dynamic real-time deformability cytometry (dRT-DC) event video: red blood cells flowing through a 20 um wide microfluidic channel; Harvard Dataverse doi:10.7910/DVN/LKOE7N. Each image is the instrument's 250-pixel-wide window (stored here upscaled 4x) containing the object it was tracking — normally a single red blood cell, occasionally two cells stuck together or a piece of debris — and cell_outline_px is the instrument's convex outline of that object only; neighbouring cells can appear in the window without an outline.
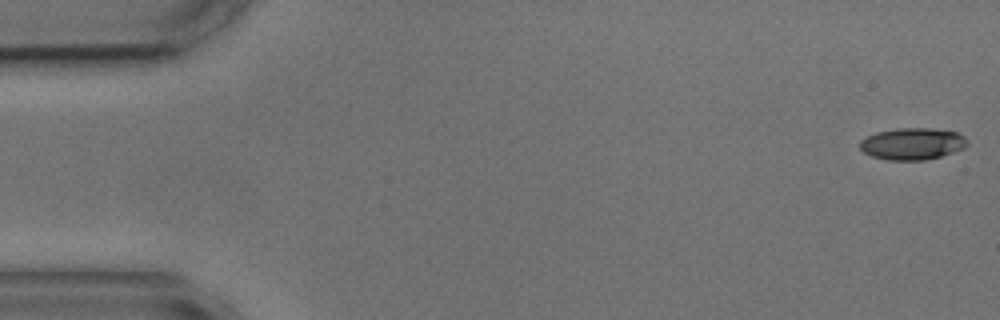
{"species": "common noctule bat (a hibernating species)", "species_latin": "Nyctalus noctula", "temperature_condition": "cold", "stored_images_in_passage": 5, "camera_frame_rate_fps": 3000, "um_per_image_px": 0.085, "animal": {"sex": "male", "body_mass_g": 17.9, "forearm_length_mm": 54.2}, "frame": {"image": 1, "passage_image": 1, "time_ms": 0.0, "image_size_px": [1000, 320], "cell_outline_px": [[968, 144], [964, 148], [940, 156], [924, 160], [888, 160], [872, 156], [864, 152], [860, 148], [860, 140], [876, 132], [896, 128], [932, 128], [956, 132], [964, 136], [968, 140]], "centroid_in_image_um": [77.55, 12.21], "position_along_channel_um": 7.4, "area_um2": 19.88}}
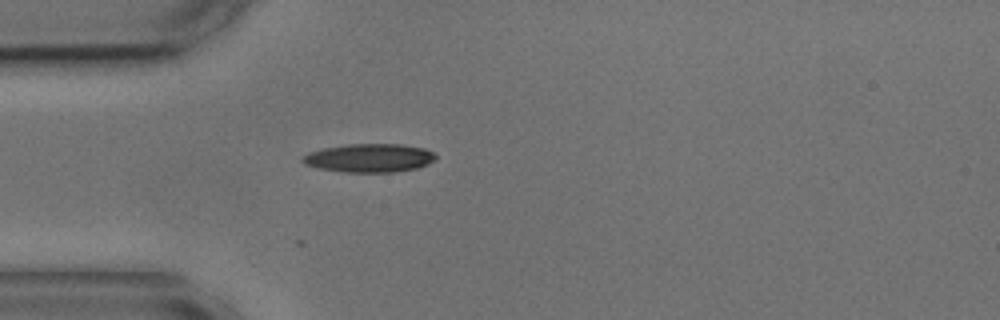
{"frame": {"image": 2, "passage_image": 5, "time_ms": 4.667, "image_size_px": [1000, 320], "cell_outline_px": [[436, 156], [428, 164], [416, 168], [396, 172], [344, 172], [320, 168], [304, 164], [300, 160], [308, 152], [324, 148], [348, 144], [400, 144], [424, 148], [432, 152]], "centroid_in_image_um": [31.37, 13.43], "position_along_channel_um": 53.6, "area_um2": 21.96}}